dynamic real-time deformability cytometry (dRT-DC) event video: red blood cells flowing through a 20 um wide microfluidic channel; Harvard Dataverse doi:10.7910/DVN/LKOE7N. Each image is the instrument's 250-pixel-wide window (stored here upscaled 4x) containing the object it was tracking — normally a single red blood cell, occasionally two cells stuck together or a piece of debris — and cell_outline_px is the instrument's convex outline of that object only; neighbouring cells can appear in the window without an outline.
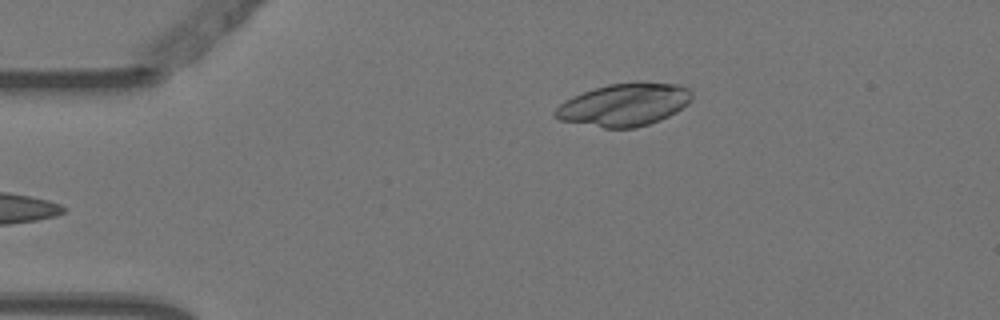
{"species": "Egyptian fruit bat (a non-hibernating species)", "species_latin": "Rousettus aegyptiacus", "temperature_condition": "warm", "stored_images_in_passage": 5, "camera_frame_rate_fps": 3000, "um_per_image_px": 0.085, "animal": {"sex": "female"}, "frame": {"image": 1, "passage_image": 5, "time_ms": 1.333, "image_size_px": [1000, 320], "cell_outline_px": [[692, 100], [688, 104], [676, 112], [660, 120], [636, 128], [604, 128], [560, 120], [552, 116], [552, 112], [564, 100], [572, 96], [608, 84], [640, 80], [680, 84], [688, 88], [692, 92]], "centroid_in_image_um": [53.08, 8.87], "position_along_channel_um": 31.9, "area_um2": 34.56}}